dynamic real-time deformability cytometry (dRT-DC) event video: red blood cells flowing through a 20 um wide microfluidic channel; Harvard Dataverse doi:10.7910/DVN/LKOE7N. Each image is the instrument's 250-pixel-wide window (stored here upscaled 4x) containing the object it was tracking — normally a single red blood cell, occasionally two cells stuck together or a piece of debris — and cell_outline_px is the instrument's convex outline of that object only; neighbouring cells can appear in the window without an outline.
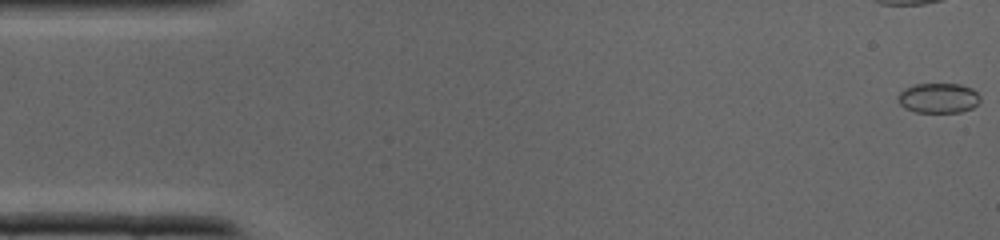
{"species": "common noctule bat (a hibernating species)", "species_latin": "Nyctalus noctula", "temperature_condition": "cold", "stored_images_in_passage": 32, "camera_frame_rate_fps": 3000, "um_per_image_px": 0.085, "animal": {"sex": "male", "body_mass_g": 19.0, "forearm_length_mm": 50.8}, "frame": {"image": 1, "passage_image": 1, "time_ms": 0.0, "image_size_px": [1000, 240], "cell_outline_px": [[980, 100], [972, 108], [960, 112], [916, 112], [904, 108], [900, 104], [896, 96], [900, 92], [912, 84], [960, 84], [972, 88], [980, 96]], "centroid_in_image_um": [79.75, 8.33], "position_along_channel_um": 5.3, "area_um2": 14.39}}